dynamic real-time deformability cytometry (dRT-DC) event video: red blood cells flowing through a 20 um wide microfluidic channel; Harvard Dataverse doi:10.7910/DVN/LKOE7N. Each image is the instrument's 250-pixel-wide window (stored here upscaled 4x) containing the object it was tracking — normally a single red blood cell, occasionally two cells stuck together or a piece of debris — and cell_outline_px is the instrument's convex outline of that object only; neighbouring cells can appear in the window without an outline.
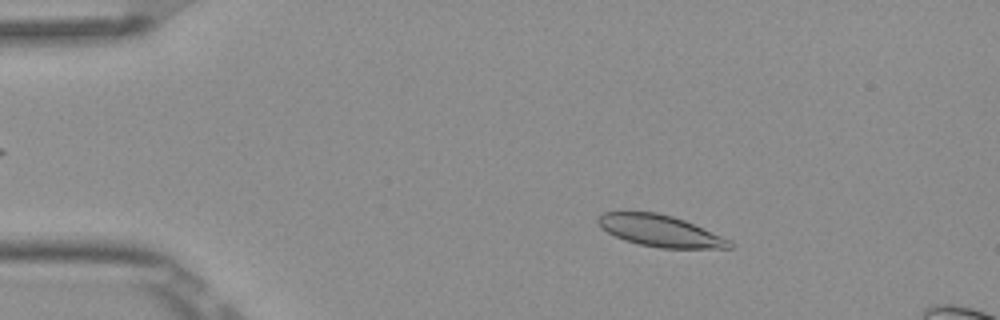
{"species": "Egyptian fruit bat (a non-hibernating species)", "species_latin": "Rousettus aegyptiacus", "temperature_condition": "room temperature", "stored_images_in_passage": 5, "camera_frame_rate_fps": 3000, "um_per_image_px": 0.085, "frame": {"image": 1, "passage_image": 2, "time_ms": 0.333, "image_size_px": [1000, 320], "cell_outline_px": [[732, 248], [660, 248], [640, 244], [624, 240], [600, 228], [596, 220], [600, 212], [656, 212], [672, 216], [684, 220], [732, 240]], "centroid_in_image_um": [56.09, 19.62], "position_along_channel_um": 28.9, "area_um2": 24.16}}
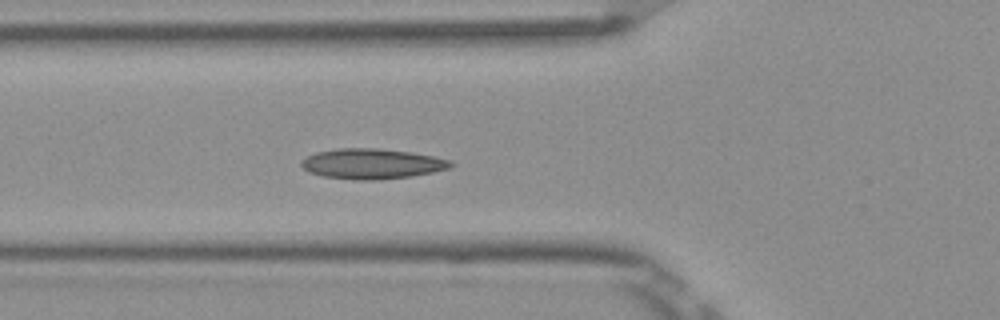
{"frame": {"image": 2, "passage_image": 5, "time_ms": 1.333, "image_size_px": [1000, 320], "cell_outline_px": [[456, 164], [448, 168], [432, 172], [412, 176], [380, 180], [356, 180], [324, 176], [308, 172], [300, 164], [308, 156], [316, 152], [336, 148], [380, 148], [412, 152], [452, 160]], "centroid_in_image_um": [31.65, 13.92], "position_along_channel_um": 94.2, "area_um2": 26.41}}